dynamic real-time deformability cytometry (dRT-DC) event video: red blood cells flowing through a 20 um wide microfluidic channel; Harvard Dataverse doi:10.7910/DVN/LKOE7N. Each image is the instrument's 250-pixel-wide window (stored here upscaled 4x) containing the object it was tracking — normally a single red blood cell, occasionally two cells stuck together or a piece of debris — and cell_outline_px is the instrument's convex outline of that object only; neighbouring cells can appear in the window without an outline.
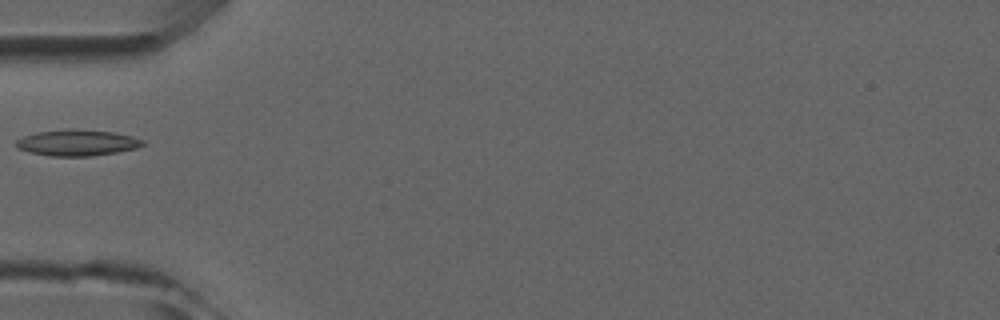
{"species": "common noctule bat (a hibernating species)", "species_latin": "Nyctalus noctula", "temperature_condition": "room temperature", "stored_images_in_passage": 3, "camera_frame_rate_fps": 3000, "um_per_image_px": 0.085, "animal": {"sex": "male", "forearm_length_mm": 52.5}, "frame": {"image": 1, "passage_image": 3, "time_ms": 2.333, "image_size_px": [1000, 320], "cell_outline_px": [[144, 144], [136, 148], [116, 152], [92, 156], [48, 156], [16, 148], [16, 140], [24, 136], [36, 132], [68, 128], [76, 128], [112, 132], [132, 136], [144, 140]], "centroid_in_image_um": [6.55, 12.12], "position_along_channel_um": 78.5, "area_um2": 19.36}}